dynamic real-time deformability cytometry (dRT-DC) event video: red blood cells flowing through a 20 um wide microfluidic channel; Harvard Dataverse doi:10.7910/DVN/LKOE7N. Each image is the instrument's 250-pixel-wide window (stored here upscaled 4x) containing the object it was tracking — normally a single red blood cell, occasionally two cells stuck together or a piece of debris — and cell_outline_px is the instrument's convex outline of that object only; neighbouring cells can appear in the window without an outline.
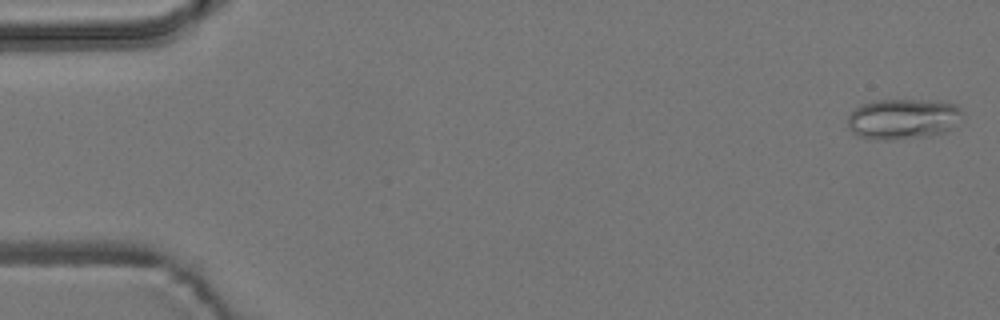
{"species": "common noctule bat (a hibernating species)", "species_latin": "Nyctalus noctula", "temperature_condition": "room temperature", "stored_images_in_passage": 8, "camera_frame_rate_fps": 3000, "um_per_image_px": 0.085, "animal": {"sex": "male", "body_mass_g": 19.2, "forearm_length_mm": 51.8}, "frame": {"image": 1, "passage_image": 1, "time_ms": 0.0, "image_size_px": [1000, 320], "cell_outline_px": [[964, 112], [952, 128], [944, 132], [928, 136], [884, 140], [860, 136], [852, 132], [848, 128], [848, 116], [860, 104], [876, 100], [928, 100], [956, 104]], "centroid_in_image_um": [76.75, 10.09], "position_along_channel_um": 8.2, "area_um2": 26.93}}
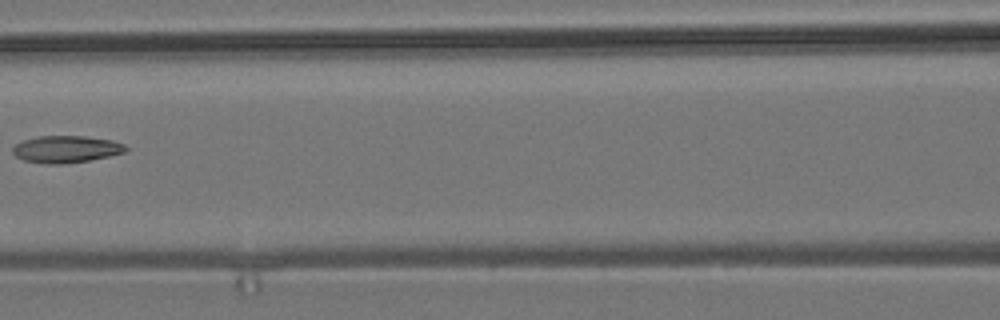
{"frame": {"image": 2, "passage_image": 7, "time_ms": 7.667, "image_size_px": [1000, 320], "cell_outline_px": [[128, 148], [124, 152], [108, 156], [88, 160], [60, 164], [48, 164], [24, 160], [16, 156], [12, 152], [12, 148], [16, 144], [24, 140], [40, 136], [84, 136], [112, 140], [124, 144]], "centroid_in_image_um": [5.61, 12.67], "position_along_channel_um": 161.0, "area_um2": 17.57}}
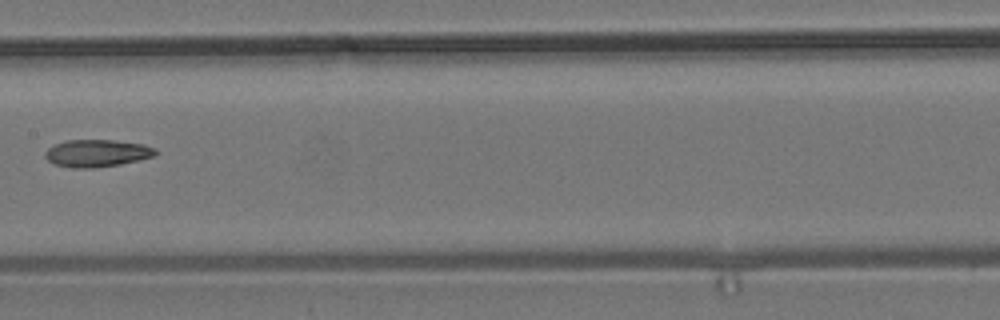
{"frame": {"image": 3, "passage_image": 8, "time_ms": 8.667, "image_size_px": [1000, 320], "cell_outline_px": [[160, 152], [156, 156], [140, 160], [120, 164], [92, 168], [76, 168], [56, 164], [48, 160], [44, 156], [44, 152], [48, 148], [56, 144], [68, 140], [112, 140], [144, 144], [156, 148]], "centroid_in_image_um": [8.31, 13.02], "position_along_channel_um": 199.1, "area_um2": 17.63}}